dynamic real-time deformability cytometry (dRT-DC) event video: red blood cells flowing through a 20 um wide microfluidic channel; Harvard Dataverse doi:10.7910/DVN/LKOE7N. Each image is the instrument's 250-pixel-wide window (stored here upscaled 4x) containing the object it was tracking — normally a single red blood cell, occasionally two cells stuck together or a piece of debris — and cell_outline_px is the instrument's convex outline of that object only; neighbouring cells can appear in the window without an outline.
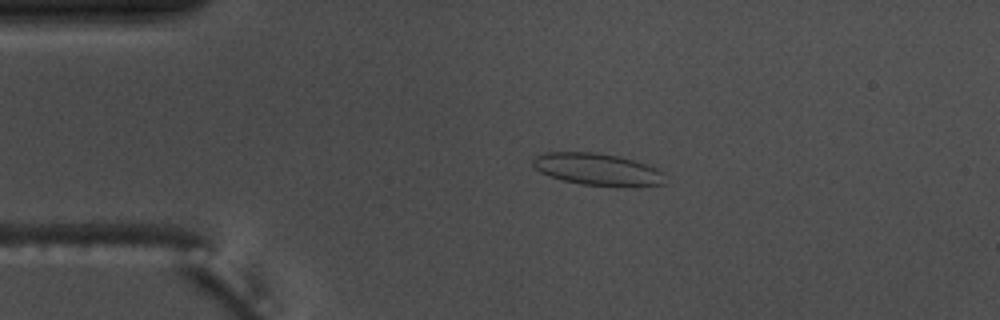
{"species": "common noctule bat (a hibernating species)", "species_latin": "Nyctalus noctula", "temperature_condition": "warm", "stored_images_in_passage": 47, "camera_frame_rate_fps": 3000, "um_per_image_px": 0.085, "animal": {"sex": "male", "body_mass_g": 17.5, "forearm_length_mm": 52.3}, "frame": {"image": 1, "passage_image": 4, "time_ms": 1.0, "image_size_px": [1000, 320], "cell_outline_px": [[664, 184], [636, 188], [616, 188], [580, 184], [564, 180], [540, 172], [532, 168], [532, 160], [536, 156], [548, 152], [596, 152], [620, 156], [656, 168], [660, 172]], "centroid_in_image_um": [50.78, 14.42], "position_along_channel_um": 34.2, "area_um2": 25.03}}
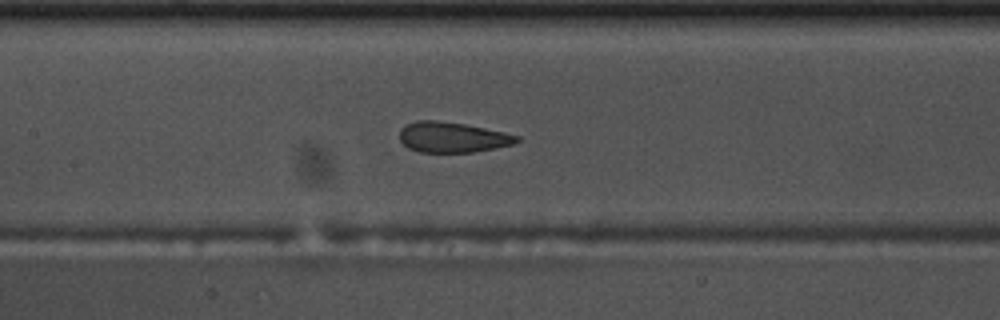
{"frame": {"image": 2, "passage_image": 18, "time_ms": 5.667, "image_size_px": [1000, 320], "cell_outline_px": [[520, 140], [512, 144], [472, 152], [420, 152], [408, 148], [400, 140], [400, 128], [416, 120], [436, 120], [464, 124], [504, 132], [520, 136]], "centroid_in_image_um": [38.43, 11.66], "position_along_channel_um": 169.0, "area_um2": 20.58}}
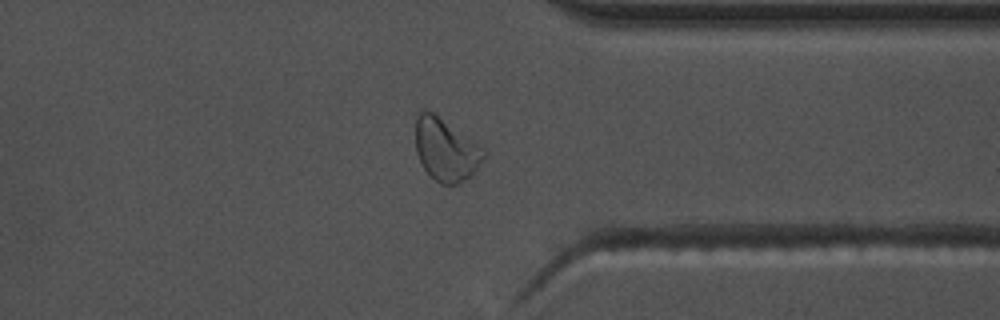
{"frame": {"image": 3, "passage_image": 35, "time_ms": 11.333, "image_size_px": [1000, 320], "cell_outline_px": [[488, 152], [476, 168], [468, 176], [456, 184], [440, 184], [420, 164], [416, 152], [416, 116], [420, 112], [432, 112], [484, 148]], "centroid_in_image_um": [37.88, 12.73], "position_along_channel_um": 373.5, "area_um2": 24.22}, "authors_computed_cell_mechanics": {"area_um2": 22.3686, "velocity_mm_per_s": 3.691, "shape_relaxation_time_tau1_ms": 4.3388, "shape_relaxation_time_tau2_ms": 1.1552, "deformation_change_tau1": 0.1165, "deformation_change_tau2": 0.0848}}